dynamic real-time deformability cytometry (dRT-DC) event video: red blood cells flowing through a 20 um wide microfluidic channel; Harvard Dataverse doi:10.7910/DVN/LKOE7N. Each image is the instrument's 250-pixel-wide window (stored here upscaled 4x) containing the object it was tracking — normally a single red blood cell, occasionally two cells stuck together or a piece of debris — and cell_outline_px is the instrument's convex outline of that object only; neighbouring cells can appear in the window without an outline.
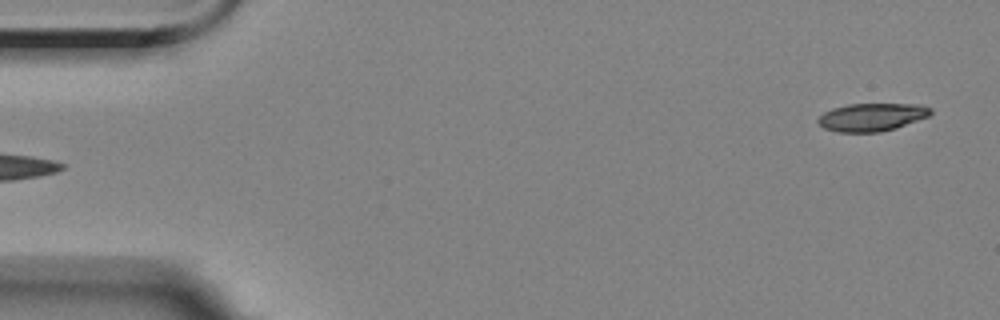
{"species": "Egyptian fruit bat (a non-hibernating species)", "species_latin": "Rousettus aegyptiacus", "temperature_condition": "room temperature", "stored_images_in_passage": 6, "segment_of_instrument_passage": [2, 2], "camera_frame_rate_fps": 3000, "um_per_image_px": 0.085, "animal": {"sex": "female"}, "frame": {"image": 1, "passage_image": 6, "time_ms": 5.667, "image_size_px": [1000, 320], "cell_outline_px": [[932, 112], [928, 116], [896, 128], [880, 132], [836, 132], [824, 128], [816, 120], [824, 112], [832, 108], [848, 104], [920, 104], [932, 108]], "centroid_in_image_um": [74.09, 9.95], "position_along_channel_um": 10.9, "area_um2": 18.32}}